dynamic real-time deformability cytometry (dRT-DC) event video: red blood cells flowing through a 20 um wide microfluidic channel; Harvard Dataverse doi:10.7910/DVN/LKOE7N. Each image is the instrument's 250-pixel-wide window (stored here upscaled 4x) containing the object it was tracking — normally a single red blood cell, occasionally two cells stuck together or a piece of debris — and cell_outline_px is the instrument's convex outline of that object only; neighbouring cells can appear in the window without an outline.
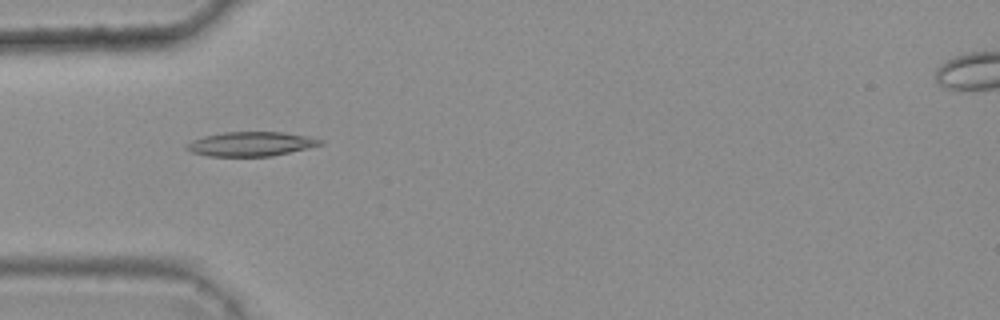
{"species": "common noctule bat (a hibernating species)", "species_latin": "Nyctalus noctula", "temperature_condition": "warm", "stored_images_in_passage": 8, "camera_frame_rate_fps": 3000, "um_per_image_px": 0.085, "animal": {"sex": "female", "body_mass_g": 25.1}, "frame": {"image": 1, "passage_image": 5, "time_ms": 1.333, "image_size_px": [1000, 320], "cell_outline_px": [[324, 144], [308, 148], [272, 156], [208, 156], [192, 152], [184, 148], [184, 144], [192, 140], [204, 136], [224, 132], [284, 132], [308, 136], [324, 140]], "centroid_in_image_um": [21.33, 12.23], "position_along_channel_um": 63.7, "area_um2": 19.07}}
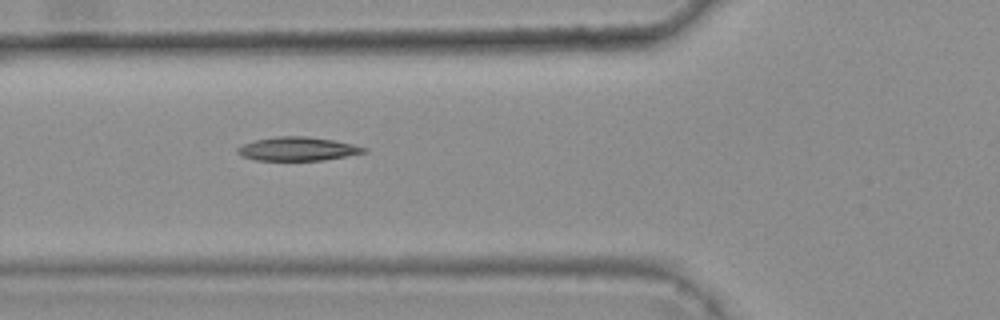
{"frame": {"image": 2, "passage_image": 6, "time_ms": 1.667, "image_size_px": [1000, 320], "cell_outline_px": [[368, 152], [348, 156], [324, 160], [256, 160], [240, 156], [236, 152], [236, 148], [244, 144], [256, 140], [276, 136], [308, 136], [332, 140], [352, 144], [368, 148]], "centroid_in_image_um": [25.31, 12.66], "position_along_channel_um": 100.5, "area_um2": 17.51}}
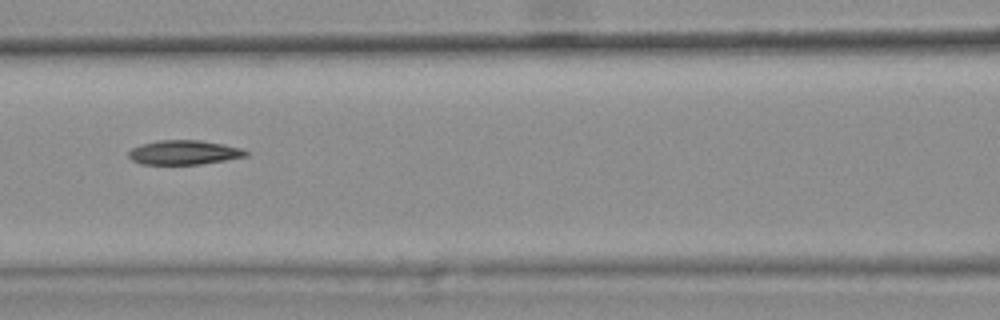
{"frame": {"image": 3, "passage_image": 7, "time_ms": 2.0, "image_size_px": [1000, 320], "cell_outline_px": [[248, 156], [200, 164], [140, 164], [132, 160], [128, 156], [128, 152], [132, 148], [140, 144], [160, 140], [200, 140], [224, 144], [240, 148], [248, 152]], "centroid_in_image_um": [15.62, 12.95], "position_along_channel_um": 151.0, "area_um2": 16.59}}